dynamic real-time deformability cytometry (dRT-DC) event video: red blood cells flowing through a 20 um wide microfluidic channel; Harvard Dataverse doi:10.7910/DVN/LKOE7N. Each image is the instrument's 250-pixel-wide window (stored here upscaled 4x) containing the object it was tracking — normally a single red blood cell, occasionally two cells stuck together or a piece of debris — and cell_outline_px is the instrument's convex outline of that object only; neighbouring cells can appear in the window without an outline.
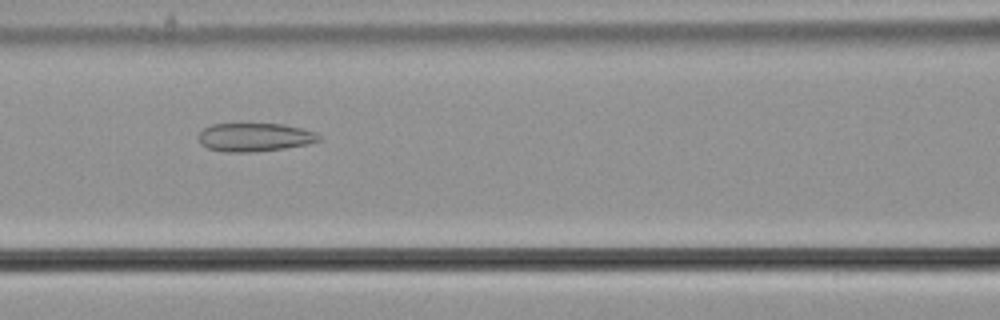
{"species": "common noctule bat (a hibernating species)", "species_latin": "Nyctalus noctula", "temperature_condition": "cold", "stored_images_in_passage": 55, "camera_frame_rate_fps": 3000, "um_per_image_px": 0.085, "animal": {"sex": "male", "body_mass_g": 21.5, "forearm_length_mm": 52.0}, "frame": {"image": 1, "passage_image": 24, "time_ms": 7.667, "image_size_px": [1000, 320], "cell_outline_px": [[320, 140], [308, 144], [284, 148], [252, 152], [224, 152], [208, 148], [200, 144], [196, 136], [204, 128], [212, 124], [284, 124], [304, 128], [316, 132], [320, 136]], "centroid_in_image_um": [21.63, 11.66], "position_along_channel_um": 145.0, "area_um2": 20.11}}
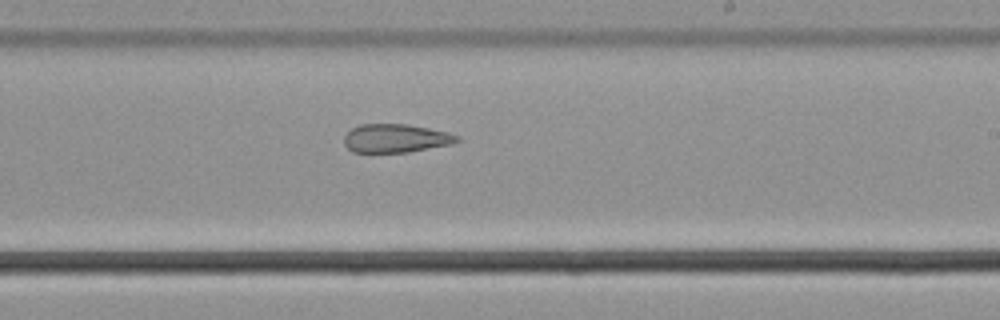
{"frame": {"image": 2, "passage_image": 33, "time_ms": 10.667, "image_size_px": [1000, 320], "cell_outline_px": [[460, 140], [452, 144], [408, 152], [352, 152], [344, 144], [344, 136], [352, 128], [360, 124], [408, 124], [448, 132], [460, 136]], "centroid_in_image_um": [33.65, 11.75], "position_along_channel_um": 255.4, "area_um2": 18.79}}
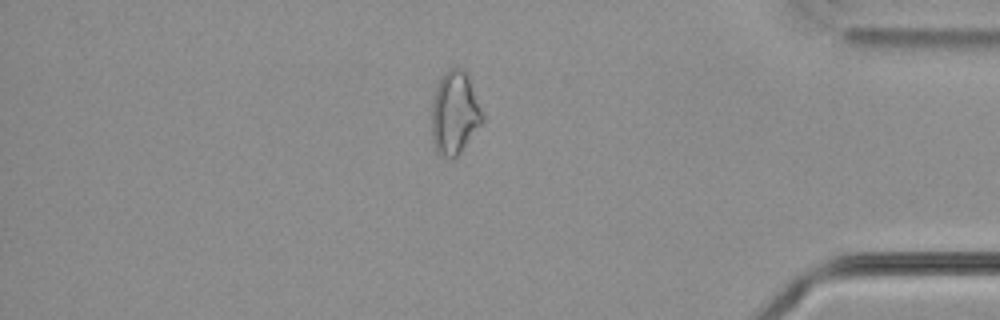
{"frame": {"image": 3, "passage_image": 47, "time_ms": 15.333, "image_size_px": [1000, 320], "cell_outline_px": [[484, 120], [460, 152], [452, 160], [448, 160], [440, 156], [436, 152], [432, 136], [432, 100], [436, 84], [440, 76], [448, 68], [460, 68], [468, 76], [484, 116]], "centroid_in_image_um": [38.62, 9.62], "position_along_channel_um": 396.6, "area_um2": 24.68}}